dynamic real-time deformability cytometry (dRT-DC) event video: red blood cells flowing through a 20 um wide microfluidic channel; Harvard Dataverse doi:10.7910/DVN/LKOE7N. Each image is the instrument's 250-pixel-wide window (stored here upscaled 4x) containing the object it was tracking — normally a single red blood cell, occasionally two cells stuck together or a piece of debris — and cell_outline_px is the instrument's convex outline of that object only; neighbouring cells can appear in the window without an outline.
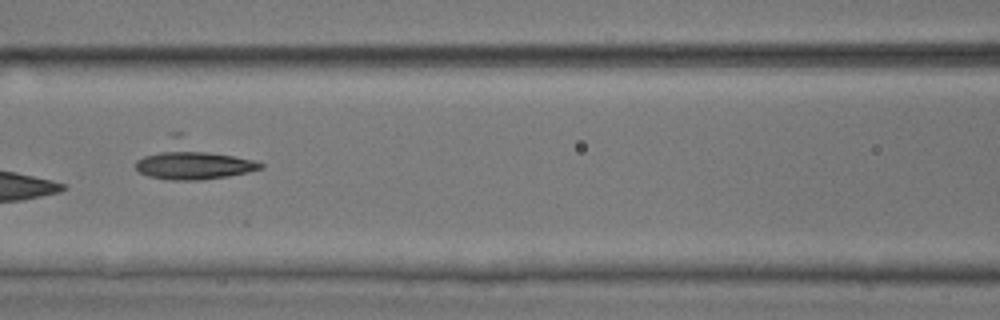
{"species": "common noctule bat (a hibernating species)", "species_latin": "Nyctalus noctula", "temperature_condition": "room temperature", "stored_images_in_passage": 10, "camera_frame_rate_fps": 3000, "um_per_image_px": 0.085, "animal": {"sex": "male", "body_mass_g": 17.9, "forearm_length_mm": 54.2}, "frame": {"image": 1, "passage_image": 6, "time_ms": 1.667, "image_size_px": [1000, 320], "cell_outline_px": [[264, 168], [248, 172], [228, 176], [200, 180], [168, 180], [148, 176], [140, 172], [136, 168], [136, 160], [172, 132], [180, 132], [264, 164]], "centroid_in_image_um": [16.34, 13.61], "position_along_channel_um": 150.3, "area_um2": 27.69}}
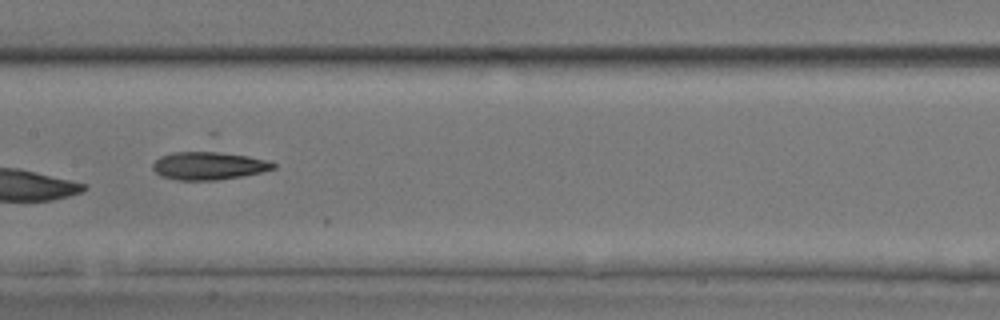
{"frame": {"image": 2, "passage_image": 7, "time_ms": 2.0, "image_size_px": [1000, 320], "cell_outline_px": [[276, 168], [260, 172], [220, 180], [176, 180], [160, 176], [152, 168], [152, 164], [160, 156], [172, 152], [208, 148], [212, 148], [268, 160], [276, 164]], "centroid_in_image_um": [17.72, 14.02], "position_along_channel_um": 189.7, "area_um2": 20.69}}
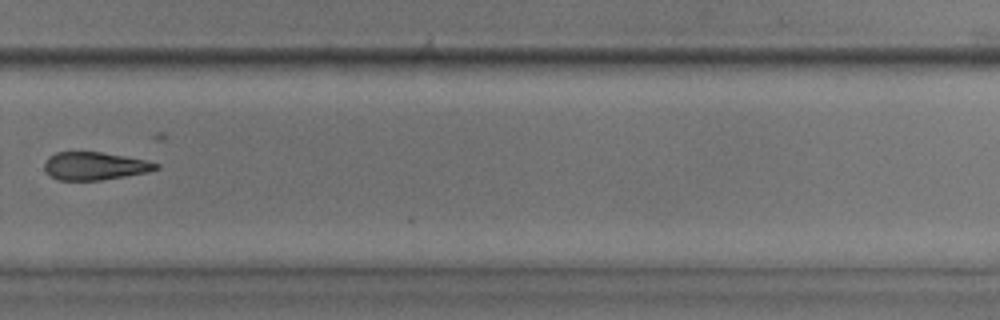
{"frame": {"image": 3, "passage_image": 10, "time_ms": 3.0, "image_size_px": [1000, 320], "cell_outline_px": [[160, 168], [148, 172], [100, 180], [60, 180], [52, 176], [44, 168], [44, 164], [48, 156], [56, 152], [100, 152], [124, 156], [144, 160], [160, 164]], "centroid_in_image_um": [8.06, 14.1], "position_along_channel_um": 321.7, "area_um2": 17.92}}